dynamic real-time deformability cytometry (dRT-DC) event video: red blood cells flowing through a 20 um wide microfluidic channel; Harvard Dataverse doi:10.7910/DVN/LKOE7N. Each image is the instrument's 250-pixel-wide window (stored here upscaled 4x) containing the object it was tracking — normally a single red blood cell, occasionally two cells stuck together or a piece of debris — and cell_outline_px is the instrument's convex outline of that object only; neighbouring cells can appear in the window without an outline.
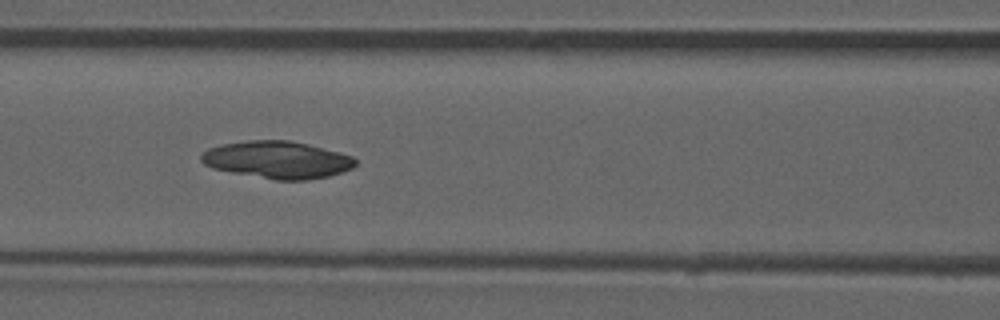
{"species": "common noctule bat (a hibernating species)", "species_latin": "Nyctalus noctula", "temperature_condition": "room temperature", "stored_images_in_passage": 36, "camera_frame_rate_fps": 3000, "um_per_image_px": 0.085, "animal": {"sex": "male", "forearm_length_mm": 52.5}, "frame": {"image": 1, "passage_image": 14, "time_ms": 4.333, "image_size_px": [1000, 320], "cell_outline_px": [[356, 164], [352, 168], [328, 176], [308, 180], [276, 180], [232, 172], [212, 168], [204, 164], [200, 160], [200, 156], [208, 148], [224, 144], [248, 140], [288, 140], [308, 144], [340, 152], [352, 156], [356, 160]], "centroid_in_image_um": [23.57, 13.58], "position_along_channel_um": 143.0, "area_um2": 33.35}}